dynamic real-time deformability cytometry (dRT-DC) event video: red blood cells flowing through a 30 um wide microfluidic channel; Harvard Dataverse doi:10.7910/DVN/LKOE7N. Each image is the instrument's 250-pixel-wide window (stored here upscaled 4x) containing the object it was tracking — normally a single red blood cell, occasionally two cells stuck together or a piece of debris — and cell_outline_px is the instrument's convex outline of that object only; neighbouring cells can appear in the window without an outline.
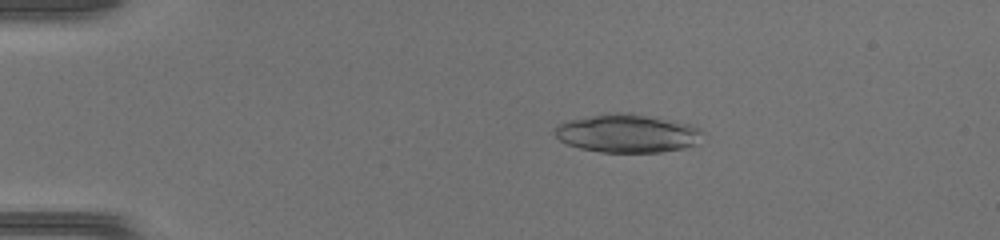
{"species": "common noctule bat (a hibernating species)", "species_latin": "Nyctalus noctula", "temperature_condition": "warm", "stored_images_in_passage": 39, "camera_frame_rate_fps": 3000, "um_per_image_px": 0.085, "animal": {"sex": "female", "body_mass_g": 17.0, "forearm_length_mm": 48.0}, "frame": {"image": 1, "passage_image": 2, "time_ms": 0.333, "image_size_px": [1000, 240], "cell_outline_px": [[704, 132], [692, 144], [684, 148], [660, 152], [600, 152], [580, 148], [568, 144], [560, 140], [556, 136], [552, 128], [568, 120], [604, 112], [628, 112], [672, 120], [688, 124], [700, 128]], "centroid_in_image_um": [53.26, 11.31], "position_along_channel_um": 31.7, "area_um2": 33.06}}